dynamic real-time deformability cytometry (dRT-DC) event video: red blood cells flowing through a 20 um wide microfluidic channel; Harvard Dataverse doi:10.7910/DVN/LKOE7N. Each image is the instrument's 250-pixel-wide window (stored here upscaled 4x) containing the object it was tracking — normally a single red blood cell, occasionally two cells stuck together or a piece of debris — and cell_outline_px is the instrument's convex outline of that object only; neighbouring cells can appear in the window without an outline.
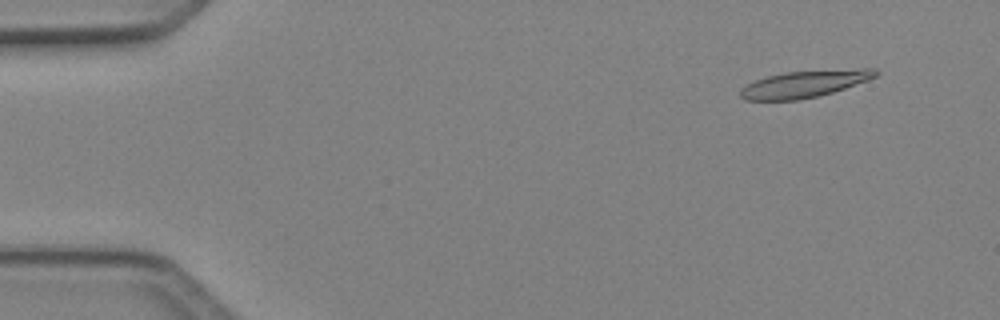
{"species": "Egyptian fruit bat (a non-hibernating species)", "species_latin": "Rousettus aegyptiacus", "temperature_condition": "cold", "stored_images_in_passage": 6, "camera_frame_rate_fps": 3000, "um_per_image_px": 0.085, "animal": {"sex": "female"}, "frame": {"image": 1, "passage_image": 1, "time_ms": 0.0, "image_size_px": [1000, 320], "cell_outline_px": [[880, 72], [876, 76], [868, 80], [820, 96], [796, 100], [744, 100], [740, 96], [740, 88], [756, 80], [768, 76], [784, 72], [860, 68], [876, 68]], "centroid_in_image_um": [68.4, 7.13], "position_along_channel_um": 16.6, "area_um2": 21.21}}
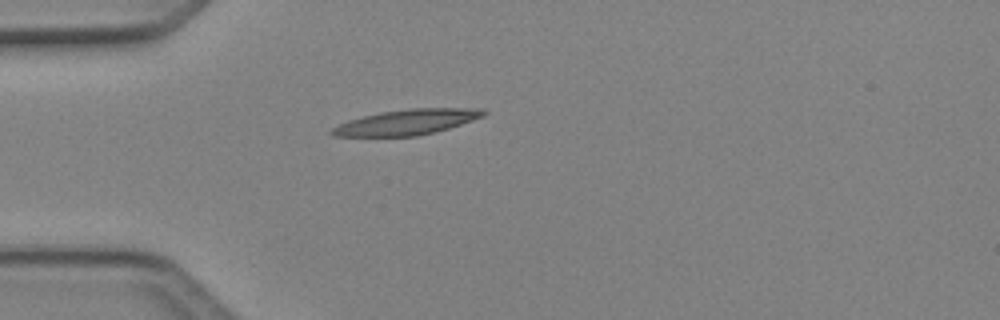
{"frame": {"image": 2, "passage_image": 4, "time_ms": 1.0, "image_size_px": [1000, 320], "cell_outline_px": [[488, 112], [484, 116], [436, 132], [416, 136], [332, 136], [328, 132], [332, 128], [348, 120], [380, 112], [408, 108], [484, 108]], "centroid_in_image_um": [34.59, 10.37], "position_along_channel_um": 50.4, "area_um2": 22.43}}
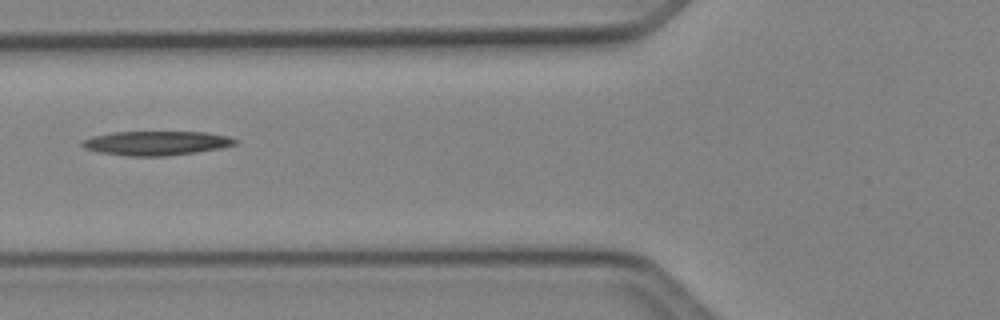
{"frame": {"image": 3, "passage_image": 6, "time_ms": 1.667, "image_size_px": [1000, 320], "cell_outline_px": [[240, 140], [236, 144], [220, 148], [196, 152], [164, 156], [128, 156], [100, 152], [84, 148], [80, 144], [84, 140], [92, 136], [112, 132], [208, 132], [228, 136]], "centroid_in_image_um": [13.31, 12.16], "position_along_channel_um": 112.5, "area_um2": 21.56}}